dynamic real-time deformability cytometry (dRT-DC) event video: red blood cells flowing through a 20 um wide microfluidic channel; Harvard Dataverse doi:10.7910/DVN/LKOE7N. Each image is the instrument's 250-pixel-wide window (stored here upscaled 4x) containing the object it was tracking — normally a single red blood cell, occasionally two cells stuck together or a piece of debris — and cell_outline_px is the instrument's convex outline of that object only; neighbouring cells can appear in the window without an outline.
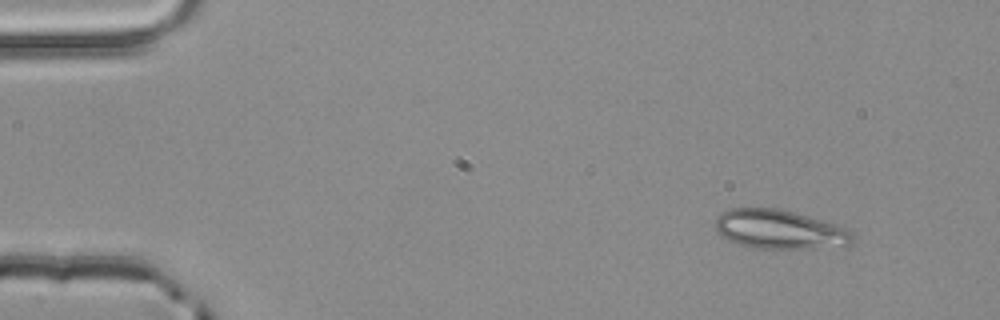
{"species": "common noctule bat (a hibernating species)", "species_latin": "Nyctalus noctula", "temperature_condition": "room temperature", "stored_images_in_passage": 4, "segment_of_instrument_passage": [1, 2], "camera_frame_rate_fps": 3000, "um_per_image_px": 0.085, "animal": {"sex": "male", "body_mass_g": 20.4}, "frame": {"image": 1, "passage_image": 1, "time_ms": 0.0, "image_size_px": [1000, 320], "cell_outline_px": [[852, 244], [848, 248], [748, 248], [728, 240], [716, 228], [716, 216], [720, 212], [732, 208], [780, 208], [796, 212], [836, 224], [852, 232]], "centroid_in_image_um": [66.31, 19.51], "position_along_channel_um": 18.7, "area_um2": 31.67}}